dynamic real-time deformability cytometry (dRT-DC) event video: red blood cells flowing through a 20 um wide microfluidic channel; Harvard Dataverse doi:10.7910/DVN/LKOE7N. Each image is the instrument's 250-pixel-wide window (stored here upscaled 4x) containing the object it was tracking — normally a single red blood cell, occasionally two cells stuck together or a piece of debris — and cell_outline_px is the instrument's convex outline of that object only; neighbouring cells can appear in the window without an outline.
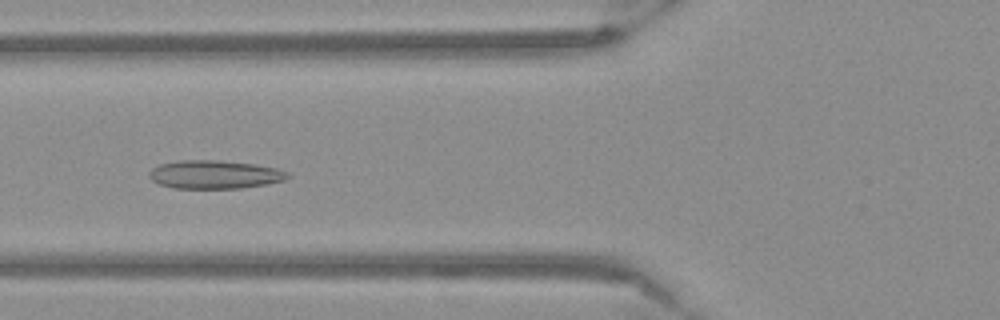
{"species": "Egyptian fruit bat (a non-hibernating species)", "species_latin": "Rousettus aegyptiacus", "temperature_condition": "warm", "stored_images_in_passage": 52, "camera_frame_rate_fps": 3000, "um_per_image_px": 0.085, "frame": {"image": 1, "passage_image": 19, "time_ms": 6.0, "image_size_px": [1000, 320], "cell_outline_px": [[292, 176], [284, 180], [268, 184], [240, 188], [172, 188], [160, 184], [152, 180], [148, 176], [148, 172], [152, 168], [160, 164], [180, 160], [220, 160], [256, 164], [276, 168], [288, 172]], "centroid_in_image_um": [18.26, 14.83], "position_along_channel_um": 107.5, "area_um2": 23.06}}
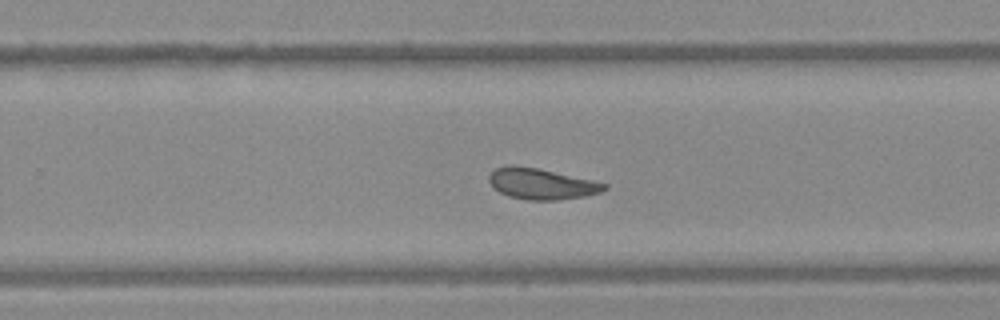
{"frame": {"image": 2, "passage_image": 33, "time_ms": 10.667, "image_size_px": [1000, 320], "cell_outline_px": [[608, 188], [600, 192], [584, 196], [560, 200], [528, 200], [508, 196], [500, 192], [488, 180], [488, 176], [496, 168], [508, 164], [512, 164], [536, 168], [592, 180], [608, 184]], "centroid_in_image_um": [46.02, 15.62], "position_along_channel_um": 283.8, "area_um2": 20.63}}
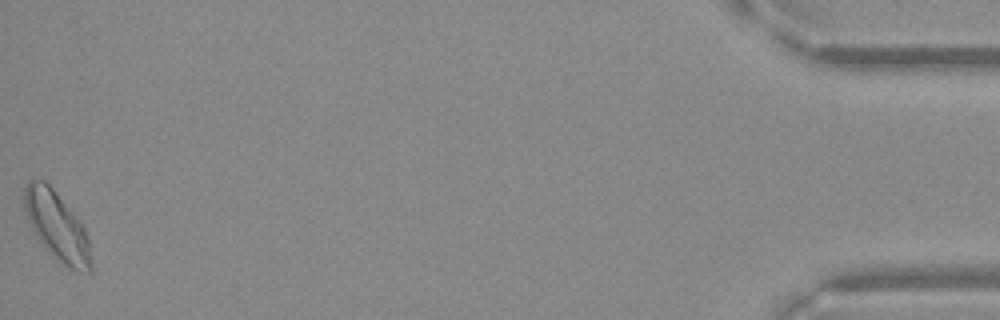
{"frame": {"image": 3, "passage_image": 52, "time_ms": 17.0, "image_size_px": [1000, 320], "cell_outline_px": [[92, 272], [76, 272], [56, 260], [44, 248], [36, 236], [28, 220], [24, 208], [24, 188], [28, 180], [32, 176], [44, 180], [52, 188], [84, 228], [88, 236], [92, 264]], "centroid_in_image_um": [4.82, 19.25], "position_along_channel_um": 430.4, "area_um2": 26.7}}